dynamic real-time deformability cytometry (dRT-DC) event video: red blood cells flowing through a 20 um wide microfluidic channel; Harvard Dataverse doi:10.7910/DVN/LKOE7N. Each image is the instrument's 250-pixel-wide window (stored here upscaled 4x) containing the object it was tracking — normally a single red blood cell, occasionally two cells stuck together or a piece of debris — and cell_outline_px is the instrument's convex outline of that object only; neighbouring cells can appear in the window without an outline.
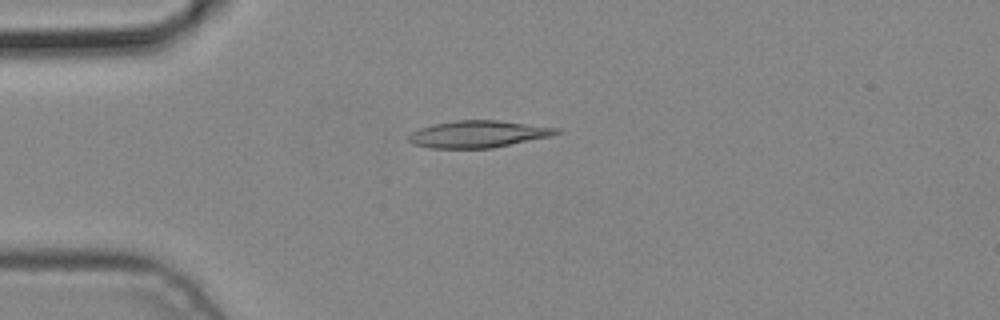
{"species": "common noctule bat (a hibernating species)", "species_latin": "Nyctalus noctula", "temperature_condition": "cold", "stored_images_in_passage": 4, "camera_frame_rate_fps": 3000, "um_per_image_px": 0.085, "animal": {"sex": "male", "body_mass_g": 19.2, "forearm_length_mm": 51.8}, "frame": {"image": 1, "passage_image": 4, "time_ms": 1.0, "image_size_px": [1000, 320], "cell_outline_px": [[564, 132], [552, 136], [492, 148], [432, 148], [412, 144], [408, 140], [408, 136], [412, 132], [420, 128], [432, 124], [456, 120], [500, 120], [560, 128]], "centroid_in_image_um": [40.69, 11.39], "position_along_channel_um": 44.3, "area_um2": 23.41}}